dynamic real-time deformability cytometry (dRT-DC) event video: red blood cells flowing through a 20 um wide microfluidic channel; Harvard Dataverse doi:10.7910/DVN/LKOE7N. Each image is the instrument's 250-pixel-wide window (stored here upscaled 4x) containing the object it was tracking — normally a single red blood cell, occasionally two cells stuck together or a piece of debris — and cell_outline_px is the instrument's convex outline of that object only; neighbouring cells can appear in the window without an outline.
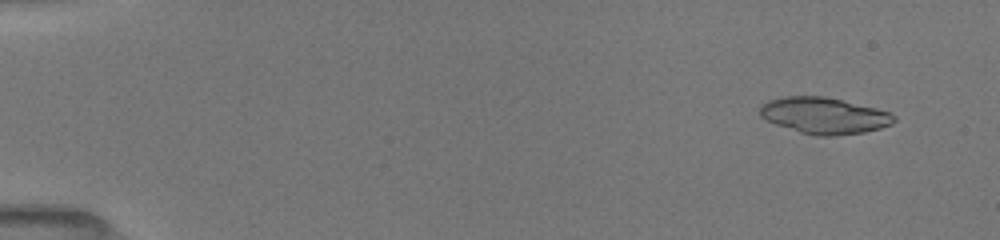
{"species": "common noctule bat (a hibernating species)", "species_latin": "Nyctalus noctula", "temperature_condition": "room temperature", "stored_images_in_passage": 27, "camera_frame_rate_fps": 3000, "um_per_image_px": 0.085, "animal": {"sex": "female", "body_mass_g": 19.5, "forearm_length_mm": 54.1}, "frame": {"image": 1, "passage_image": 2, "time_ms": 0.667, "image_size_px": [1000, 240], "cell_outline_px": [[896, 120], [892, 124], [880, 128], [864, 132], [836, 136], [816, 136], [800, 132], [776, 124], [760, 116], [760, 104], [768, 100], [784, 96], [824, 96], [876, 108], [888, 112], [896, 116]], "centroid_in_image_um": [70.05, 9.82], "position_along_channel_um": 15.0, "area_um2": 28.38}}
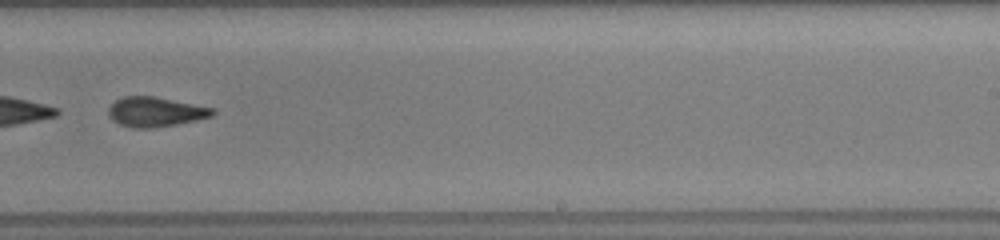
{"frame": {"image": 2, "passage_image": 22, "time_ms": 10.667, "image_size_px": [1000, 240], "cell_outline_px": [[216, 112], [212, 116], [196, 120], [176, 124], [152, 128], [132, 128], [120, 124], [112, 120], [108, 116], [108, 108], [116, 100], [124, 96], [156, 96], [216, 108]], "centroid_in_image_um": [13.23, 9.5], "position_along_channel_um": 275.8, "area_um2": 18.21}}
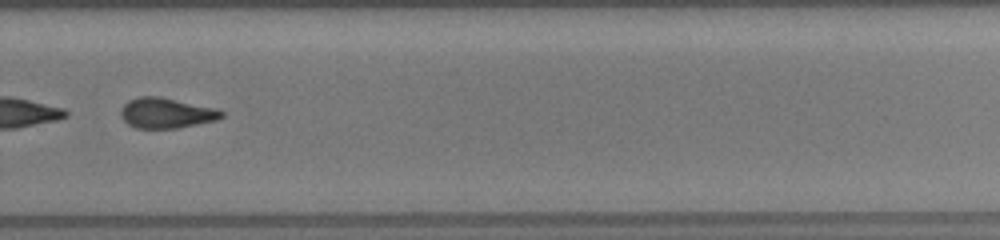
{"frame": {"image": 3, "passage_image": 25, "time_ms": 11.667, "image_size_px": [1000, 240], "cell_outline_px": [[224, 116], [216, 120], [176, 128], [136, 128], [128, 124], [120, 116], [120, 112], [124, 104], [128, 100], [140, 96], [160, 96], [216, 108], [224, 112]], "centroid_in_image_um": [14.12, 9.6], "position_along_channel_um": 315.7, "area_um2": 17.8}}